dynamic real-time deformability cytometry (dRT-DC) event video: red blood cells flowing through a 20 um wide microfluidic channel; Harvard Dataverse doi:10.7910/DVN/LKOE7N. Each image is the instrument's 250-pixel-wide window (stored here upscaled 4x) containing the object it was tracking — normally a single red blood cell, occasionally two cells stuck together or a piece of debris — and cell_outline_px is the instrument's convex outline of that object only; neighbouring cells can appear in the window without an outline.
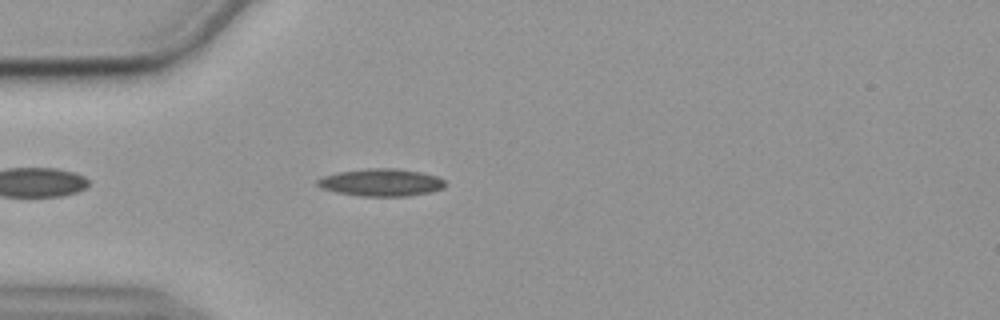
{"species": "common noctule bat (a hibernating species)", "species_latin": "Nyctalus noctula", "temperature_condition": "cold", "stored_images_in_passage": 46, "camera_frame_rate_fps": 3000, "um_per_image_px": 0.085, "animal": {"sex": "female", "body_mass_g": 19.9}, "frame": {"image": 1, "passage_image": 6, "time_ms": 1.667, "image_size_px": [1000, 320], "cell_outline_px": [[444, 188], [432, 192], [408, 196], [360, 196], [336, 192], [320, 188], [316, 184], [316, 180], [324, 176], [340, 172], [368, 168], [396, 168], [420, 172], [436, 176], [444, 180]], "centroid_in_image_um": [32.39, 15.51], "position_along_channel_um": 52.6, "area_um2": 20.4}}
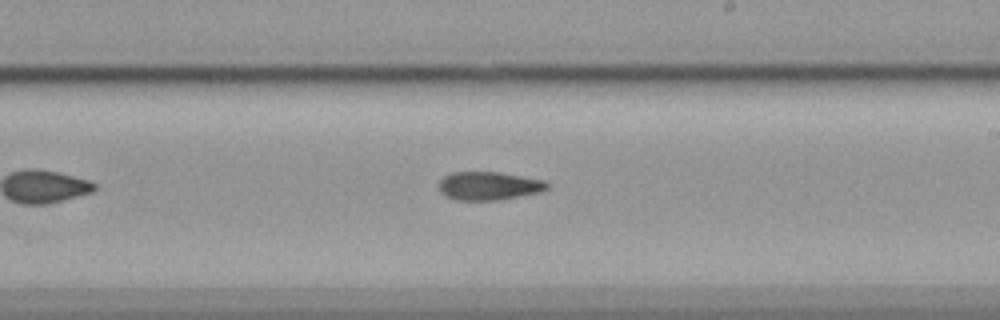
{"frame": {"image": 2, "passage_image": 23, "time_ms": 7.333, "image_size_px": [1000, 320], "cell_outline_px": [[548, 188], [544, 192], [500, 200], [456, 200], [444, 196], [440, 192], [440, 180], [444, 176], [452, 172], [500, 172], [544, 180], [548, 184]], "centroid_in_image_um": [41.57, 15.81], "position_along_channel_um": 247.4, "area_um2": 18.09}}
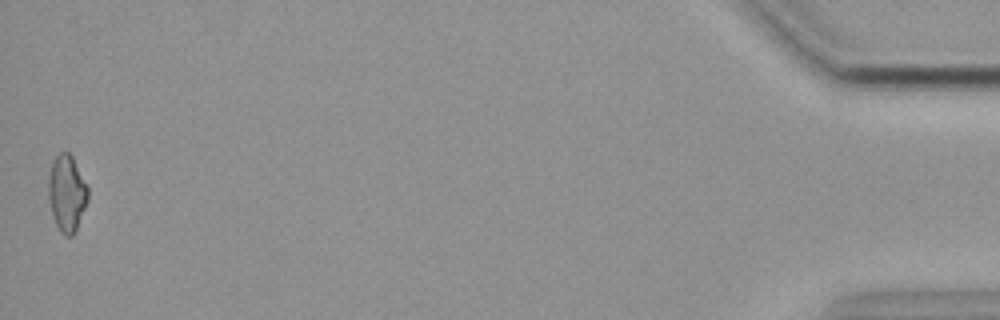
{"frame": {"image": 3, "passage_image": 46, "time_ms": 15.0, "image_size_px": [1000, 320], "cell_outline_px": [[88, 200], [76, 228], [72, 236], [64, 236], [60, 232], [52, 216], [48, 200], [48, 180], [52, 164], [56, 156], [60, 152], [68, 152], [72, 156], [88, 188]], "centroid_in_image_um": [5.66, 16.44], "position_along_channel_um": 429.5, "area_um2": 17.46}}